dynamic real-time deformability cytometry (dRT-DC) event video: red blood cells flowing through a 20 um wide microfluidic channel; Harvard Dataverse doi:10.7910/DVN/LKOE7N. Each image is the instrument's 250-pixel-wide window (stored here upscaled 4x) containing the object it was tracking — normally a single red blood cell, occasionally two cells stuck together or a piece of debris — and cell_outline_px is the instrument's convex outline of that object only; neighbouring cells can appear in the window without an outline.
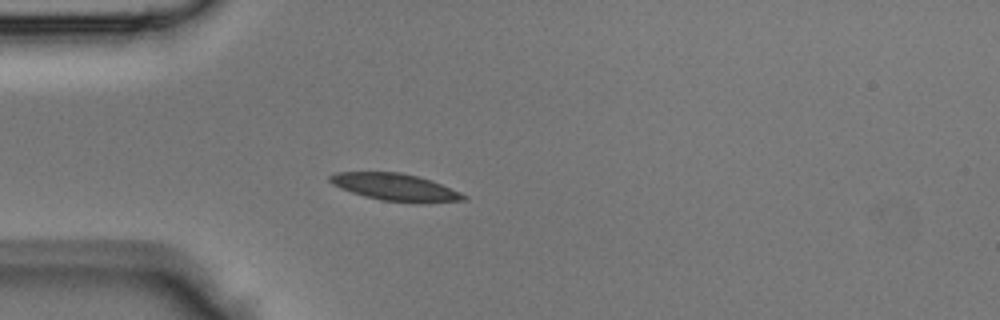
{"species": "Egyptian fruit bat (a non-hibernating species)", "species_latin": "Rousettus aegyptiacus", "temperature_condition": "room temperature", "stored_images_in_passage": 33, "camera_frame_rate_fps": 3000, "um_per_image_px": 0.085, "animal": {"sex": "male"}, "frame": {"image": 1, "passage_image": 1, "time_ms": 0.0, "image_size_px": [1000, 320], "cell_outline_px": [[468, 200], [420, 204], [380, 200], [364, 196], [340, 188], [332, 184], [328, 180], [328, 176], [336, 172], [400, 172], [432, 180], [460, 192], [468, 196]], "centroid_in_image_um": [33.64, 15.93], "position_along_channel_um": 51.4, "area_um2": 21.5}}
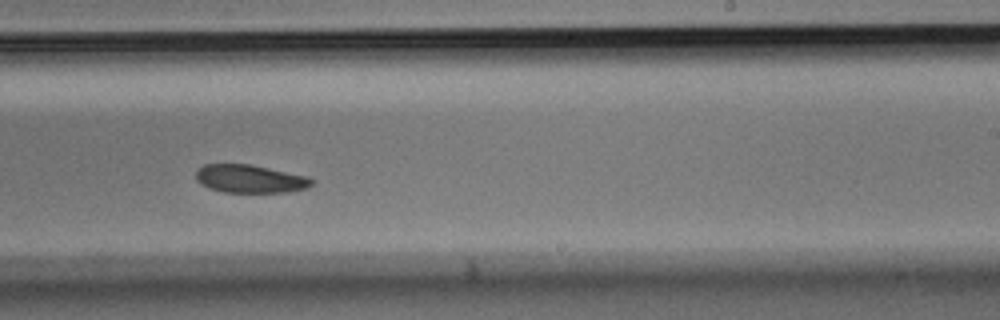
{"frame": {"image": 2, "passage_image": 16, "time_ms": 5.0, "image_size_px": [1000, 320], "cell_outline_px": [[312, 184], [308, 188], [288, 192], [224, 192], [208, 188], [200, 184], [196, 180], [196, 168], [204, 164], [252, 164], [308, 176], [312, 180]], "centroid_in_image_um": [21.23, 15.19], "position_along_channel_um": 267.8, "area_um2": 19.19}}
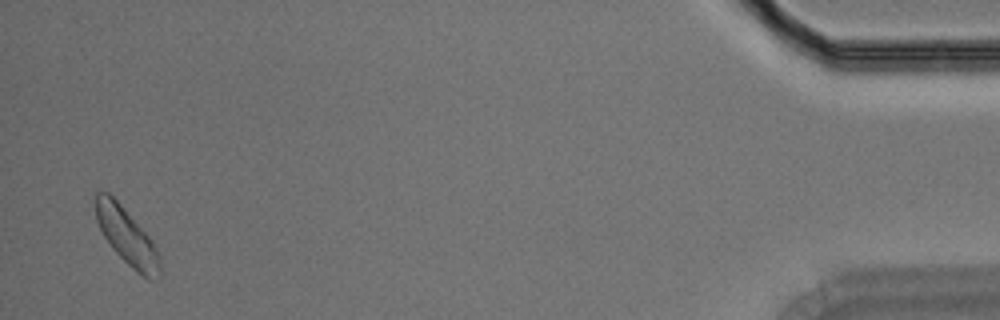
{"frame": {"image": 3, "passage_image": 32, "time_ms": 10.333, "image_size_px": [1000, 320], "cell_outline_px": [[160, 276], [156, 280], [148, 280], [136, 272], [112, 248], [104, 236], [96, 220], [96, 192], [100, 188], [108, 192], [120, 204], [152, 240], [160, 256]], "centroid_in_image_um": [10.79, 20.12], "position_along_channel_um": 424.4, "area_um2": 21.1}}